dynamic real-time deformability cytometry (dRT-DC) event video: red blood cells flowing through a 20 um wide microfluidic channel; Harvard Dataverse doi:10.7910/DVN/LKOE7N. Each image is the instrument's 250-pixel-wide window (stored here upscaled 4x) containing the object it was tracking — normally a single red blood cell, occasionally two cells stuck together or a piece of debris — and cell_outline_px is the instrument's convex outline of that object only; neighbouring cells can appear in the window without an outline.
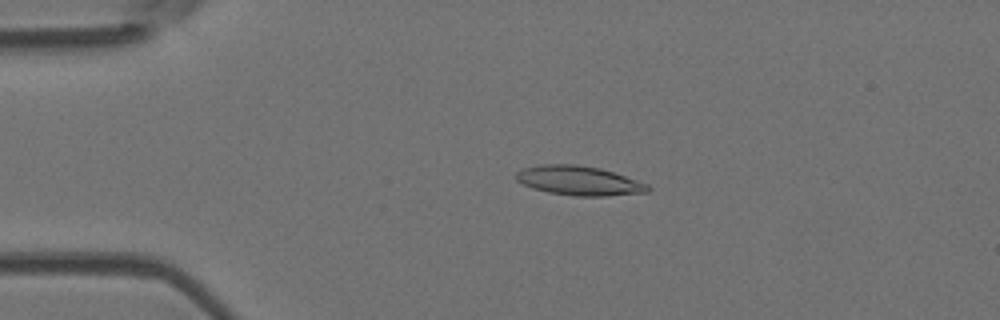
{"species": "Egyptian fruit bat (a non-hibernating species)", "species_latin": "Rousettus aegyptiacus", "temperature_condition": "room temperature", "stored_images_in_passage": 48, "camera_frame_rate_fps": 3000, "um_per_image_px": 0.085, "animal": {"sex": "female"}, "frame": {"image": 1, "passage_image": 6, "time_ms": 1.667, "image_size_px": [1000, 320], "cell_outline_px": [[652, 188], [648, 192], [608, 196], [572, 196], [548, 192], [532, 188], [516, 180], [516, 172], [520, 168], [540, 164], [576, 164], [600, 168], [648, 184]], "centroid_in_image_um": [49.19, 15.35], "position_along_channel_um": 35.8, "area_um2": 22.66}}
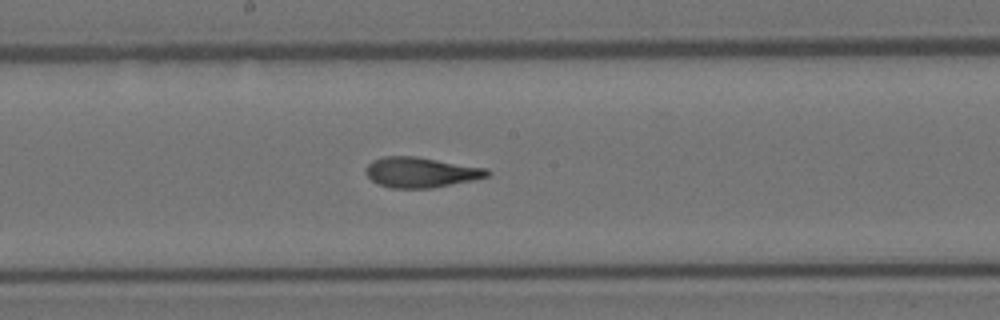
{"frame": {"image": 2, "passage_image": 23, "time_ms": 7.333, "image_size_px": [1000, 320], "cell_outline_px": [[492, 172], [488, 176], [472, 180], [432, 188], [392, 188], [380, 184], [372, 180], [368, 176], [368, 164], [372, 160], [384, 156], [416, 156], [488, 168]], "centroid_in_image_um": [35.82, 14.64], "position_along_channel_um": 212.4, "area_um2": 21.27}}
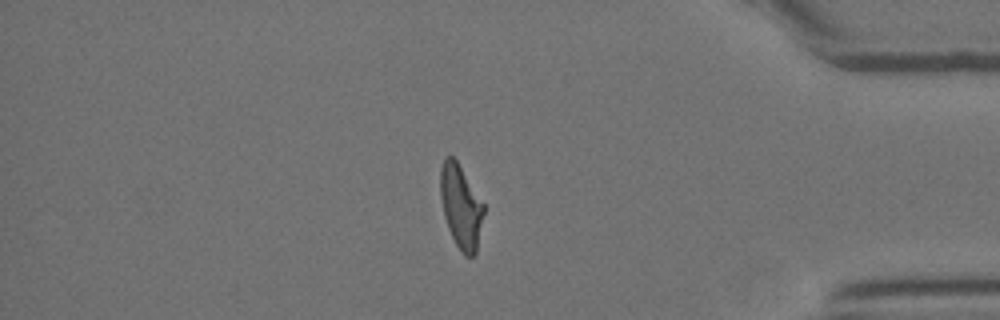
{"frame": {"image": 3, "passage_image": 40, "time_ms": 13.0, "image_size_px": [1000, 320], "cell_outline_px": [[484, 212], [476, 252], [472, 256], [464, 256], [460, 252], [448, 228], [444, 216], [440, 196], [440, 168], [444, 156], [452, 156], [456, 160], [484, 204]], "centroid_in_image_um": [39.16, 17.55], "position_along_channel_um": 396.0, "area_um2": 20.98}, "authors_computed_cell_mechanics": {"area_um2": 21.6172, "velocity_mm_per_s": 3.7851, "shape_relaxation_time_tau1_ms": 5.5507, "shape_relaxation_time_tau2_ms": 1.2571, "deformation_change_tau1": 0.2227, "deformation_change_tau2": 0.089}}